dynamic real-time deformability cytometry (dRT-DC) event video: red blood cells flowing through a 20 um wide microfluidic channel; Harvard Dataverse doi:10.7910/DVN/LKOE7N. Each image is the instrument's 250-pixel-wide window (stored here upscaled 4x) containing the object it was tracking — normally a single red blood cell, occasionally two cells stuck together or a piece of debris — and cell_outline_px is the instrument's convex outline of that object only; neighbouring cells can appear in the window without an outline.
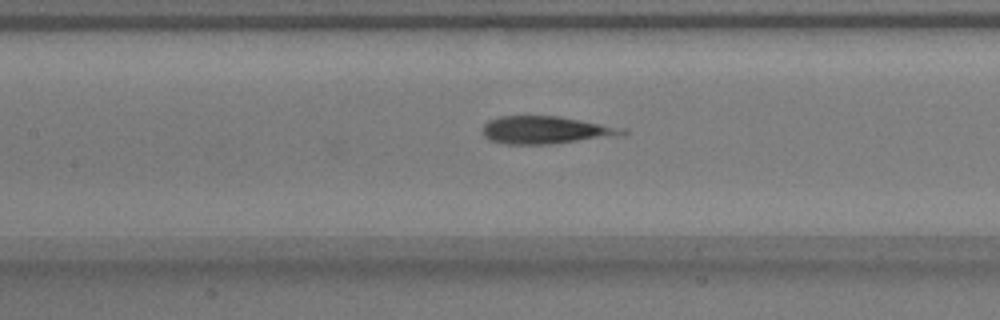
{"species": "common noctule bat (a hibernating species)", "species_latin": "Nyctalus noctula", "temperature_condition": "warm", "stored_images_in_passage": 28, "camera_frame_rate_fps": 3000, "um_per_image_px": 0.085, "animal": {"sex": "male", "body_mass_g": 17.9}, "frame": {"image": 1, "passage_image": 9, "time_ms": 2.667, "image_size_px": [1000, 320], "cell_outline_px": [[628, 132], [624, 136], [552, 144], [508, 144], [492, 140], [484, 136], [484, 124], [488, 120], [500, 116], [560, 116], [628, 128]], "centroid_in_image_um": [46.53, 11.05], "position_along_channel_um": 160.9, "area_um2": 22.89}}
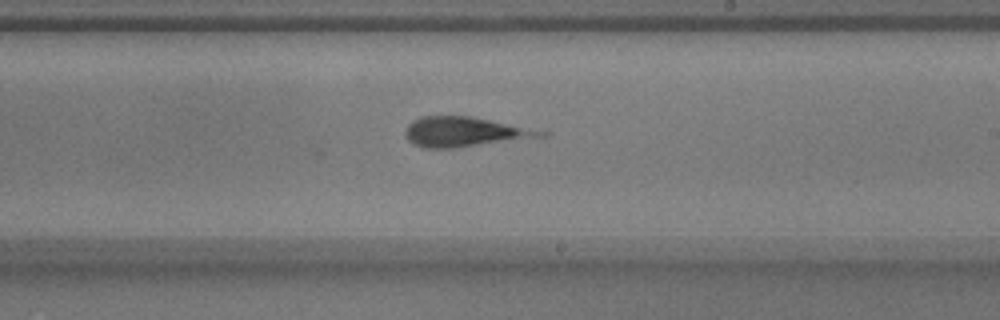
{"frame": {"image": 2, "passage_image": 16, "time_ms": 5.0, "image_size_px": [1000, 320], "cell_outline_px": [[548, 136], [452, 148], [424, 148], [408, 140], [404, 132], [408, 124], [412, 120], [420, 116], [472, 116], [548, 132]], "centroid_in_image_um": [39.46, 11.2], "position_along_channel_um": 249.5, "area_um2": 23.29}}
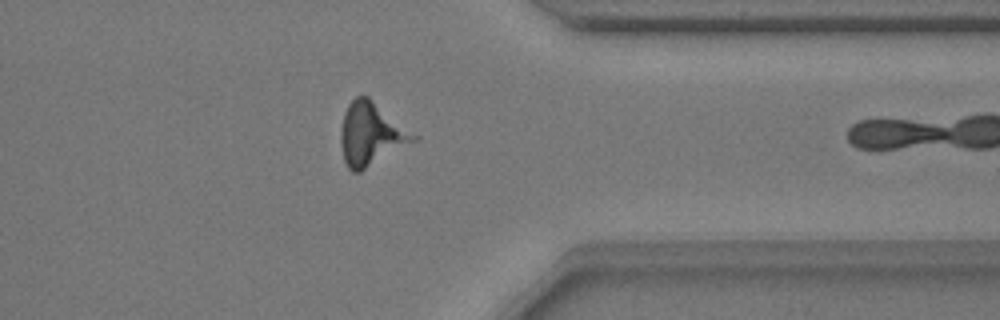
{"frame": {"image": 3, "passage_image": 27, "time_ms": 8.667, "image_size_px": [1000, 320], "cell_outline_px": [[420, 136], [416, 140], [360, 172], [352, 172], [348, 168], [344, 160], [340, 144], [340, 132], [344, 112], [348, 104], [356, 96], [368, 96]], "centroid_in_image_um": [31.54, 11.39], "position_along_channel_um": 379.9, "area_um2": 26.76}}